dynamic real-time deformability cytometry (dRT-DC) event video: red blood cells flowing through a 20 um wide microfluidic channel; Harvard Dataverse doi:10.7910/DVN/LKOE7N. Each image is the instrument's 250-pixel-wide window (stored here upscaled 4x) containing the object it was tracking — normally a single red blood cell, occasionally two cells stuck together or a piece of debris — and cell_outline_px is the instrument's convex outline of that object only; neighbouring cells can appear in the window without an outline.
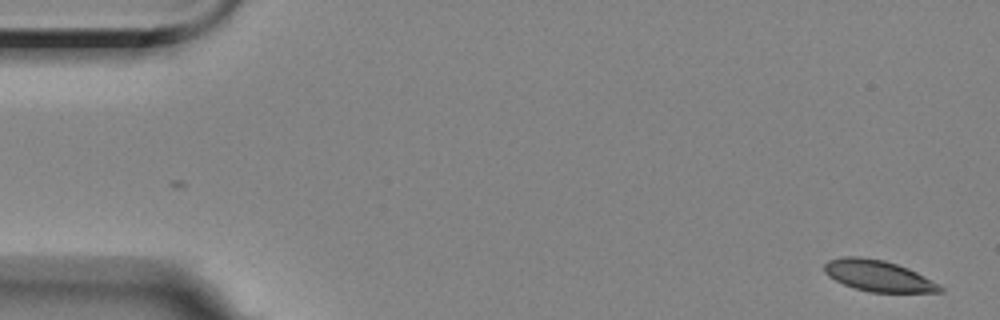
{"species": "Egyptian fruit bat (a non-hibernating species)", "species_latin": "Rousettus aegyptiacus", "temperature_condition": "room temperature", "stored_images_in_passage": 4, "camera_frame_rate_fps": 3000, "um_per_image_px": 0.085, "animal": {"sex": "female"}, "frame": {"image": 1, "passage_image": 1, "time_ms": 0.0, "image_size_px": [1000, 320], "cell_outline_px": [[944, 292], [868, 292], [844, 284], [828, 276], [824, 272], [824, 264], [828, 260], [844, 256], [860, 256], [884, 260], [908, 268], [940, 284], [944, 288]], "centroid_in_image_um": [74.65, 23.44], "position_along_channel_um": 10.3, "area_um2": 20.98}}